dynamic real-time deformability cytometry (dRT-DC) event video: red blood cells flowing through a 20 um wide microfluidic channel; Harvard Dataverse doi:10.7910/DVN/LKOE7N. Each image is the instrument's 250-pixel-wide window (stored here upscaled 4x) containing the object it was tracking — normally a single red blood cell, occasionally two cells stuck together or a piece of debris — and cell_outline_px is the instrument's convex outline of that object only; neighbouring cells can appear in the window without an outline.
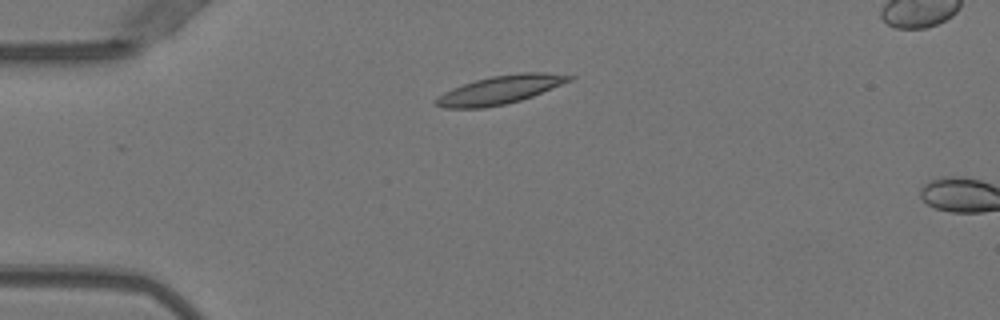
{"species": "Egyptian fruit bat (a non-hibernating species)", "species_latin": "Rousettus aegyptiacus", "temperature_condition": "warm", "stored_images_in_passage": 3, "camera_frame_rate_fps": 3000, "um_per_image_px": 0.085, "animal": {"sex": "female"}, "frame": {"image": 1, "passage_image": 2, "time_ms": 0.333, "image_size_px": [1000, 320], "cell_outline_px": [[576, 76], [572, 80], [532, 96], [520, 100], [504, 104], [484, 108], [444, 108], [432, 104], [432, 100], [436, 96], [452, 88], [476, 80], [492, 76], [520, 72], [544, 72]], "centroid_in_image_um": [42.46, 7.64], "position_along_channel_um": 42.5, "area_um2": 22.08}}